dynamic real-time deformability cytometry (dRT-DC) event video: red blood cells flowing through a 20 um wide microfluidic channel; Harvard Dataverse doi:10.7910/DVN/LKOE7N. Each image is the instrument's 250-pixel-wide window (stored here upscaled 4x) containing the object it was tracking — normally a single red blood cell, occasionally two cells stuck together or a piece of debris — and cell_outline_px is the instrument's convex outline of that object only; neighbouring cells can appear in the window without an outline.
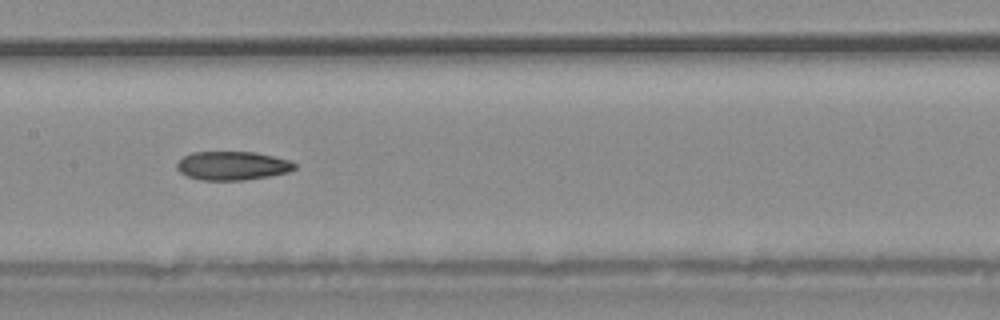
{"species": "common noctule bat (a hibernating species)", "species_latin": "Nyctalus noctula", "temperature_condition": "warm", "stored_images_in_passage": 24, "camera_frame_rate_fps": 3000, "um_per_image_px": 0.085, "animal": {"sex": "male", "body_mass_g": 20.4}, "frame": {"image": 1, "passage_image": 8, "time_ms": 2.333, "image_size_px": [1000, 320], "cell_outline_px": [[296, 168], [288, 172], [268, 176], [244, 180], [200, 180], [188, 176], [180, 172], [176, 168], [176, 164], [184, 156], [192, 152], [256, 152], [292, 160], [296, 164]], "centroid_in_image_um": [19.78, 14.08], "position_along_channel_um": 187.6, "area_um2": 19.77}}